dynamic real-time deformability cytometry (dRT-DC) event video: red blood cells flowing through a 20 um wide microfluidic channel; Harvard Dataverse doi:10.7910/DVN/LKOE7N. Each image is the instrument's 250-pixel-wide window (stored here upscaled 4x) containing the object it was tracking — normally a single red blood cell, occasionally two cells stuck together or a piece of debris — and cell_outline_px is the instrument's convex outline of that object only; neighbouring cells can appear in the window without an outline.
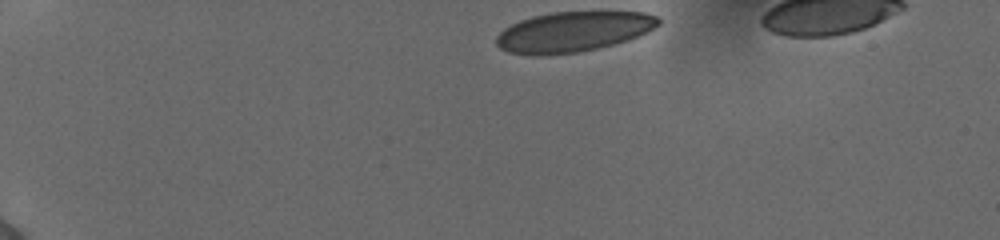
{"species": "human", "species_latin": "Homo sapiens", "temperature_condition": "cold", "stored_images_in_passage": 38, "camera_frame_rate_fps": 3000, "um_per_image_px": 0.085, "donor": {"sex": "female"}, "frame": {"image": 1, "passage_image": 1, "time_ms": 0.0, "image_size_px": [1000, 240], "cell_outline_px": [[660, 24], [648, 32], [628, 40], [596, 48], [576, 52], [540, 56], [536, 56], [508, 52], [500, 48], [496, 44], [496, 36], [504, 28], [520, 20], [532, 16], [552, 12], [644, 12], [656, 16], [660, 20]], "centroid_in_image_um": [48.7, 2.7], "position_along_channel_um": 36.3, "area_um2": 37.92}}
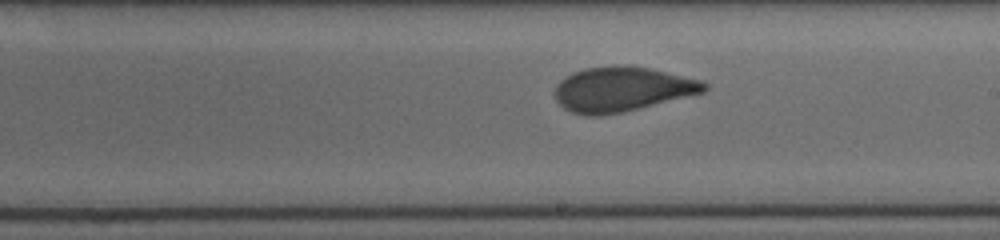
{"frame": {"image": 2, "passage_image": 23, "time_ms": 7.333, "image_size_px": [1000, 240], "cell_outline_px": [[708, 88], [704, 92], [620, 112], [600, 116], [588, 116], [572, 112], [564, 108], [556, 100], [556, 84], [564, 76], [572, 72], [584, 68], [612, 64], [620, 64], [652, 68], [704, 80], [708, 84]], "centroid_in_image_um": [52.87, 7.55], "position_along_channel_um": 236.1, "area_um2": 39.13}}
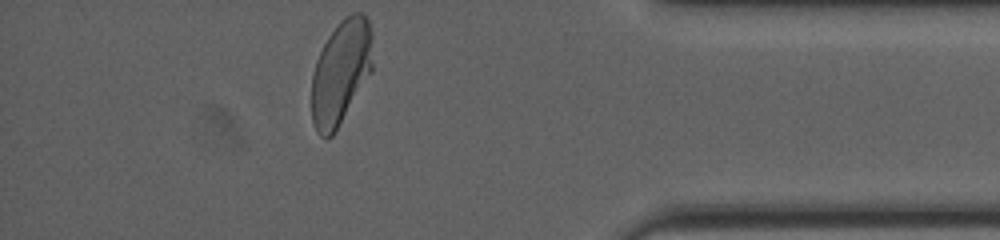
{"frame": {"image": 3, "passage_image": 38, "time_ms": 12.333, "image_size_px": [1000, 240], "cell_outline_px": [[372, 72], [332, 136], [320, 136], [316, 132], [312, 120], [312, 72], [316, 60], [328, 36], [340, 20], [344, 16], [352, 12], [364, 12], [368, 20], [372, 32]], "centroid_in_image_um": [28.98, 6.09], "position_along_channel_um": 406.2, "area_um2": 37.28}, "authors_computed_cell_mechanics": {"area_um2": 38.8994, "velocity_mm_per_s": 3.8649, "shape_relaxation_time_tau1_ms": 8.0596, "shape_relaxation_time_tau2_ms": 0.7044, "deformation_change_tau1": 0.1964, "deformation_change_tau2": 0.0515}}